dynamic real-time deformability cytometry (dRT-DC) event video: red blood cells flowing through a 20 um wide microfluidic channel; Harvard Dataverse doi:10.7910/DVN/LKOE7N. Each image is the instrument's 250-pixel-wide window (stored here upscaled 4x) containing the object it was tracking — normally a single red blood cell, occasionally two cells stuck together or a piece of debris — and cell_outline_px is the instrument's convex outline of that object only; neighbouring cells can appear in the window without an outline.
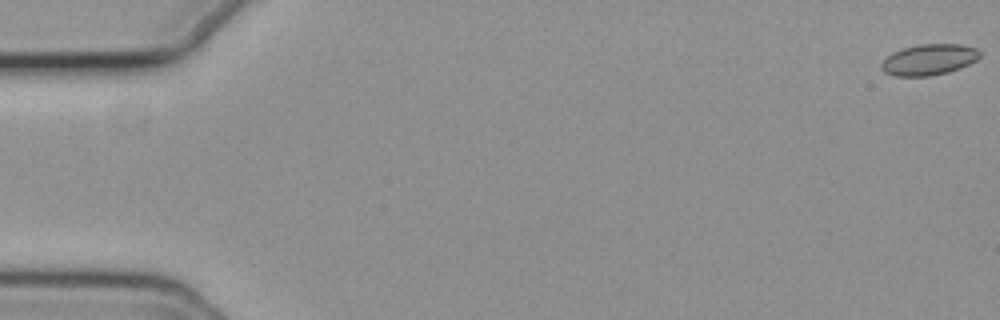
{"species": "common noctule bat (a hibernating species)", "species_latin": "Nyctalus noctula", "temperature_condition": "cold", "stored_images_in_passage": 57, "camera_frame_rate_fps": 3000, "um_per_image_px": 0.085, "animal": {"sex": "female", "body_mass_g": 19.3, "forearm_length_mm": 54.1}, "frame": {"image": 1, "passage_image": 1, "time_ms": 0.0, "image_size_px": [1000, 320], "cell_outline_px": [[980, 56], [976, 60], [960, 68], [948, 72], [928, 76], [896, 76], [884, 72], [880, 68], [880, 64], [892, 52], [904, 48], [920, 44], [960, 44], [980, 48]], "centroid_in_image_um": [78.97, 5.06], "position_along_channel_um": 6.0, "area_um2": 17.8}}
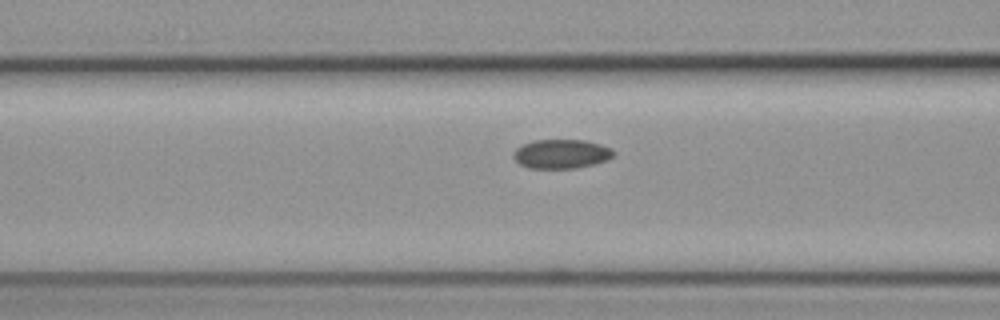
{"frame": {"image": 2, "passage_image": 23, "time_ms": 7.333, "image_size_px": [1000, 320], "cell_outline_px": [[616, 152], [608, 160], [576, 168], [528, 168], [520, 164], [512, 156], [512, 152], [516, 148], [532, 140], [584, 140], [600, 144], [612, 148]], "centroid_in_image_um": [47.71, 13.08], "position_along_channel_um": 118.9, "area_um2": 17.05}}
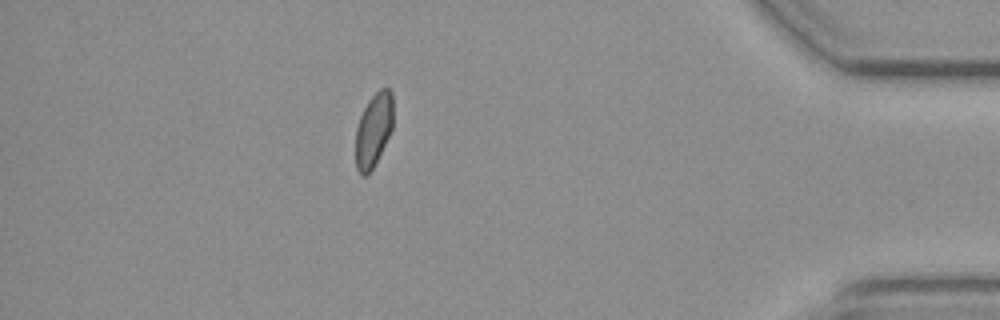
{"frame": {"image": 3, "passage_image": 50, "time_ms": 16.333, "image_size_px": [1000, 320], "cell_outline_px": [[392, 128], [372, 168], [364, 176], [360, 176], [356, 168], [356, 128], [360, 116], [368, 100], [380, 88], [388, 88], [392, 92]], "centroid_in_image_um": [31.73, 11.02], "position_along_channel_um": 403.5, "area_um2": 15.78}, "authors_computed_cell_mechanics": {"area_um2": 17.1088, "velocity_mm_per_s": 3.7037, "shape_relaxation_time_tau1_ms": null, "shape_relaxation_time_tau2_ms": 2.8178, "deformation_change_tau1": null, "deformation_change_tau2": 0.0555}}